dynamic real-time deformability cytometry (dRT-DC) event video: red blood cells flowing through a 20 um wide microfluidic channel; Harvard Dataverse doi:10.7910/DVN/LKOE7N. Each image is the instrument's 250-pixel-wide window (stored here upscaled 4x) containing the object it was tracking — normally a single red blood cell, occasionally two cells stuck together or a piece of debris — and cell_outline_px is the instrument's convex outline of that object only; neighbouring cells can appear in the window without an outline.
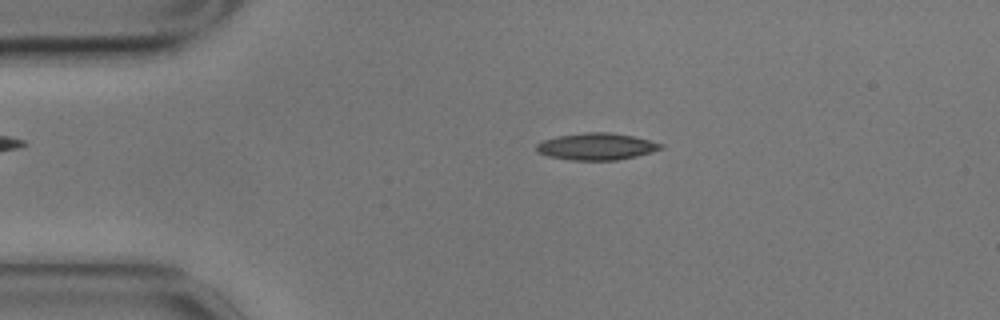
{"species": "common noctule bat (a hibernating species)", "species_latin": "Nyctalus noctula", "temperature_condition": "cold", "stored_images_in_passage": 52, "camera_frame_rate_fps": 3000, "um_per_image_px": 0.085, "animal": {"sex": "male", "body_mass_g": 17.9}, "frame": {"image": 1, "passage_image": 7, "time_ms": 2.0, "image_size_px": [1000, 320], "cell_outline_px": [[664, 148], [652, 152], [636, 156], [616, 160], [572, 160], [548, 156], [536, 152], [536, 144], [544, 140], [556, 136], [584, 132], [612, 132], [632, 136], [664, 144]], "centroid_in_image_um": [50.69, 12.45], "position_along_channel_um": 34.3, "area_um2": 19.54}}
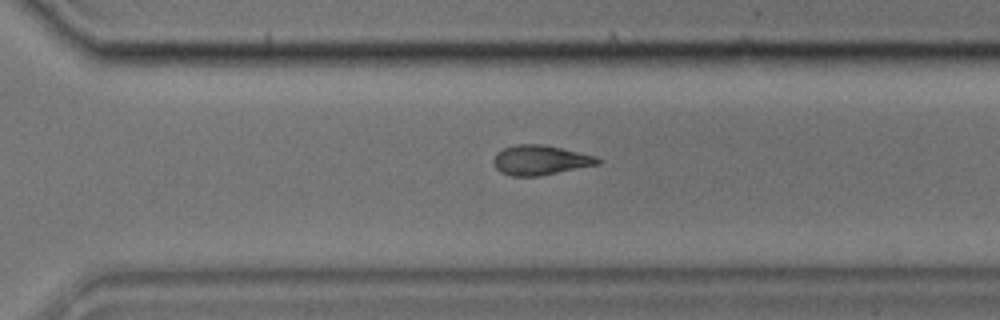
{"frame": {"image": 2, "passage_image": 35, "time_ms": 11.333, "image_size_px": [1000, 320], "cell_outline_px": [[600, 164], [540, 176], [512, 176], [500, 172], [496, 168], [492, 160], [496, 152], [504, 148], [516, 144], [540, 144], [560, 148], [596, 156], [600, 160]], "centroid_in_image_um": [45.89, 13.61], "position_along_channel_um": 324.7, "area_um2": 18.03}}
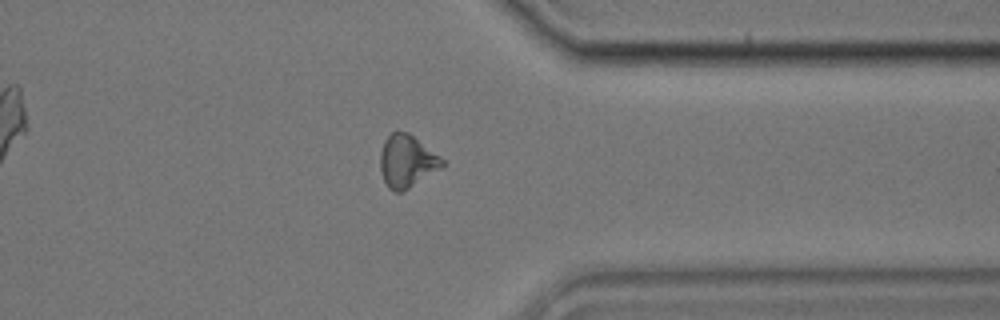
{"frame": {"image": 3, "passage_image": 40, "time_ms": 13.0, "image_size_px": [1000, 320], "cell_outline_px": [[444, 164], [440, 168], [408, 188], [400, 192], [396, 192], [388, 188], [380, 172], [380, 152], [384, 140], [392, 132], [408, 132], [444, 160]], "centroid_in_image_um": [34.54, 13.7], "position_along_channel_um": 376.9, "area_um2": 18.55}, "authors_computed_cell_mechanics": {"area_um2": 18.5249, "velocity_mm_per_s": 3.4924, "shape_relaxation_time_tau1_ms": null, "shape_relaxation_time_tau2_ms": 4.4031, "deformation_change_tau1": null, "deformation_change_tau2": 0.1185}}